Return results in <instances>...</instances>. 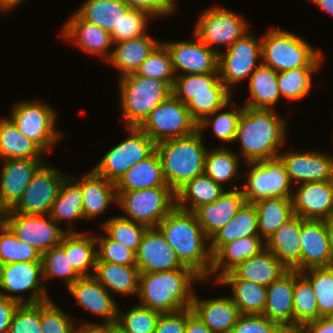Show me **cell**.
Returning a JSON list of instances; mask_svg holds the SVG:
<instances>
[{"mask_svg": "<svg viewBox=\"0 0 333 333\" xmlns=\"http://www.w3.org/2000/svg\"><path fill=\"white\" fill-rule=\"evenodd\" d=\"M180 262L205 282L210 278L212 254L205 246L209 239L194 212L175 207L157 226Z\"/></svg>", "mask_w": 333, "mask_h": 333, "instance_id": "obj_1", "label": "cell"}, {"mask_svg": "<svg viewBox=\"0 0 333 333\" xmlns=\"http://www.w3.org/2000/svg\"><path fill=\"white\" fill-rule=\"evenodd\" d=\"M286 126V120L273 109L244 107L235 136L241 144V158L255 162L278 157L285 143Z\"/></svg>", "mask_w": 333, "mask_h": 333, "instance_id": "obj_2", "label": "cell"}, {"mask_svg": "<svg viewBox=\"0 0 333 333\" xmlns=\"http://www.w3.org/2000/svg\"><path fill=\"white\" fill-rule=\"evenodd\" d=\"M204 281L191 268L155 273H140L138 297L141 306L162 313L177 312L191 307L193 283Z\"/></svg>", "mask_w": 333, "mask_h": 333, "instance_id": "obj_3", "label": "cell"}, {"mask_svg": "<svg viewBox=\"0 0 333 333\" xmlns=\"http://www.w3.org/2000/svg\"><path fill=\"white\" fill-rule=\"evenodd\" d=\"M197 130L192 135L156 144L163 176L169 187L177 192L196 176L204 174L207 148Z\"/></svg>", "mask_w": 333, "mask_h": 333, "instance_id": "obj_4", "label": "cell"}, {"mask_svg": "<svg viewBox=\"0 0 333 333\" xmlns=\"http://www.w3.org/2000/svg\"><path fill=\"white\" fill-rule=\"evenodd\" d=\"M322 53L305 39L282 28H272L261 39V63L277 72L320 68Z\"/></svg>", "mask_w": 333, "mask_h": 333, "instance_id": "obj_5", "label": "cell"}, {"mask_svg": "<svg viewBox=\"0 0 333 333\" xmlns=\"http://www.w3.org/2000/svg\"><path fill=\"white\" fill-rule=\"evenodd\" d=\"M172 94L188 108L199 124L206 116L223 108L232 92L222 83L219 73L176 75Z\"/></svg>", "mask_w": 333, "mask_h": 333, "instance_id": "obj_6", "label": "cell"}, {"mask_svg": "<svg viewBox=\"0 0 333 333\" xmlns=\"http://www.w3.org/2000/svg\"><path fill=\"white\" fill-rule=\"evenodd\" d=\"M119 78L120 109L127 128L139 127L161 102L172 95V88L162 80L136 73Z\"/></svg>", "mask_w": 333, "mask_h": 333, "instance_id": "obj_7", "label": "cell"}, {"mask_svg": "<svg viewBox=\"0 0 333 333\" xmlns=\"http://www.w3.org/2000/svg\"><path fill=\"white\" fill-rule=\"evenodd\" d=\"M124 218L146 227H157L176 207V192L168 185L134 191H117V203ZM127 214V216H126Z\"/></svg>", "mask_w": 333, "mask_h": 333, "instance_id": "obj_8", "label": "cell"}, {"mask_svg": "<svg viewBox=\"0 0 333 333\" xmlns=\"http://www.w3.org/2000/svg\"><path fill=\"white\" fill-rule=\"evenodd\" d=\"M139 128L158 144L192 135L198 130V123L187 106L172 94L149 114Z\"/></svg>", "mask_w": 333, "mask_h": 333, "instance_id": "obj_9", "label": "cell"}, {"mask_svg": "<svg viewBox=\"0 0 333 333\" xmlns=\"http://www.w3.org/2000/svg\"><path fill=\"white\" fill-rule=\"evenodd\" d=\"M250 171L245 185H241L246 202L254 203L264 198H292L291 180L279 157L246 162ZM247 182V183H246Z\"/></svg>", "mask_w": 333, "mask_h": 333, "instance_id": "obj_10", "label": "cell"}, {"mask_svg": "<svg viewBox=\"0 0 333 333\" xmlns=\"http://www.w3.org/2000/svg\"><path fill=\"white\" fill-rule=\"evenodd\" d=\"M10 113V120L19 131L43 152L51 150L62 133L56 131L58 116L54 108L43 102L19 101Z\"/></svg>", "mask_w": 333, "mask_h": 333, "instance_id": "obj_11", "label": "cell"}, {"mask_svg": "<svg viewBox=\"0 0 333 333\" xmlns=\"http://www.w3.org/2000/svg\"><path fill=\"white\" fill-rule=\"evenodd\" d=\"M129 137L111 148L93 170L116 183L133 165L146 159L156 144L139 128L128 127Z\"/></svg>", "mask_w": 333, "mask_h": 333, "instance_id": "obj_12", "label": "cell"}, {"mask_svg": "<svg viewBox=\"0 0 333 333\" xmlns=\"http://www.w3.org/2000/svg\"><path fill=\"white\" fill-rule=\"evenodd\" d=\"M69 176L43 163L34 173L19 201L6 213L49 215L61 184Z\"/></svg>", "mask_w": 333, "mask_h": 333, "instance_id": "obj_13", "label": "cell"}, {"mask_svg": "<svg viewBox=\"0 0 333 333\" xmlns=\"http://www.w3.org/2000/svg\"><path fill=\"white\" fill-rule=\"evenodd\" d=\"M261 39L251 32L237 39L226 51L218 52V73L222 83L230 90L260 65Z\"/></svg>", "mask_w": 333, "mask_h": 333, "instance_id": "obj_14", "label": "cell"}, {"mask_svg": "<svg viewBox=\"0 0 333 333\" xmlns=\"http://www.w3.org/2000/svg\"><path fill=\"white\" fill-rule=\"evenodd\" d=\"M248 27L245 19L235 12L214 6L201 14L194 34L208 47L219 52L216 46L226 45L229 48L249 32Z\"/></svg>", "mask_w": 333, "mask_h": 333, "instance_id": "obj_15", "label": "cell"}, {"mask_svg": "<svg viewBox=\"0 0 333 333\" xmlns=\"http://www.w3.org/2000/svg\"><path fill=\"white\" fill-rule=\"evenodd\" d=\"M4 223L19 240L35 247L42 254L59 245L67 232L76 231L70 223L69 230L61 229L50 215L5 213Z\"/></svg>", "mask_w": 333, "mask_h": 333, "instance_id": "obj_16", "label": "cell"}, {"mask_svg": "<svg viewBox=\"0 0 333 333\" xmlns=\"http://www.w3.org/2000/svg\"><path fill=\"white\" fill-rule=\"evenodd\" d=\"M163 43L171 55L175 75H179L182 71L183 74L195 75L218 73V52L208 47L195 34L192 41H163Z\"/></svg>", "mask_w": 333, "mask_h": 333, "instance_id": "obj_17", "label": "cell"}, {"mask_svg": "<svg viewBox=\"0 0 333 333\" xmlns=\"http://www.w3.org/2000/svg\"><path fill=\"white\" fill-rule=\"evenodd\" d=\"M41 281H43L42 262L0 265V289L7 293L30 291L31 295L25 299V304H37L51 300Z\"/></svg>", "mask_w": 333, "mask_h": 333, "instance_id": "obj_18", "label": "cell"}, {"mask_svg": "<svg viewBox=\"0 0 333 333\" xmlns=\"http://www.w3.org/2000/svg\"><path fill=\"white\" fill-rule=\"evenodd\" d=\"M320 152V153H319ZM278 157L284 163L291 182L297 184L310 181L333 180V156L321 151H286Z\"/></svg>", "mask_w": 333, "mask_h": 333, "instance_id": "obj_19", "label": "cell"}, {"mask_svg": "<svg viewBox=\"0 0 333 333\" xmlns=\"http://www.w3.org/2000/svg\"><path fill=\"white\" fill-rule=\"evenodd\" d=\"M140 273H155L184 267L158 227L147 228L136 252Z\"/></svg>", "mask_w": 333, "mask_h": 333, "instance_id": "obj_20", "label": "cell"}, {"mask_svg": "<svg viewBox=\"0 0 333 333\" xmlns=\"http://www.w3.org/2000/svg\"><path fill=\"white\" fill-rule=\"evenodd\" d=\"M294 215L323 220L333 215V180L300 183L292 195Z\"/></svg>", "mask_w": 333, "mask_h": 333, "instance_id": "obj_21", "label": "cell"}, {"mask_svg": "<svg viewBox=\"0 0 333 333\" xmlns=\"http://www.w3.org/2000/svg\"><path fill=\"white\" fill-rule=\"evenodd\" d=\"M301 272L333 265L327 231L323 220L300 217Z\"/></svg>", "mask_w": 333, "mask_h": 333, "instance_id": "obj_22", "label": "cell"}, {"mask_svg": "<svg viewBox=\"0 0 333 333\" xmlns=\"http://www.w3.org/2000/svg\"><path fill=\"white\" fill-rule=\"evenodd\" d=\"M70 294L76 299V303L84 309L103 317V323L117 321L118 306L114 298L97 279L91 276H83L68 287Z\"/></svg>", "mask_w": 333, "mask_h": 333, "instance_id": "obj_23", "label": "cell"}, {"mask_svg": "<svg viewBox=\"0 0 333 333\" xmlns=\"http://www.w3.org/2000/svg\"><path fill=\"white\" fill-rule=\"evenodd\" d=\"M0 174V204L10 210L21 198L43 159H7Z\"/></svg>", "mask_w": 333, "mask_h": 333, "instance_id": "obj_24", "label": "cell"}, {"mask_svg": "<svg viewBox=\"0 0 333 333\" xmlns=\"http://www.w3.org/2000/svg\"><path fill=\"white\" fill-rule=\"evenodd\" d=\"M215 202L197 208L194 213L205 235L210 239L218 230L223 228L246 202L241 186H232Z\"/></svg>", "mask_w": 333, "mask_h": 333, "instance_id": "obj_25", "label": "cell"}, {"mask_svg": "<svg viewBox=\"0 0 333 333\" xmlns=\"http://www.w3.org/2000/svg\"><path fill=\"white\" fill-rule=\"evenodd\" d=\"M61 32L65 40L75 42L82 51L104 56L106 61L112 54V51H109L114 44L111 34L101 27L83 20L76 12L65 22Z\"/></svg>", "mask_w": 333, "mask_h": 333, "instance_id": "obj_26", "label": "cell"}, {"mask_svg": "<svg viewBox=\"0 0 333 333\" xmlns=\"http://www.w3.org/2000/svg\"><path fill=\"white\" fill-rule=\"evenodd\" d=\"M288 269L267 248L243 261L218 280H246L268 287Z\"/></svg>", "mask_w": 333, "mask_h": 333, "instance_id": "obj_27", "label": "cell"}, {"mask_svg": "<svg viewBox=\"0 0 333 333\" xmlns=\"http://www.w3.org/2000/svg\"><path fill=\"white\" fill-rule=\"evenodd\" d=\"M294 270H287L267 287V300L263 315L293 333Z\"/></svg>", "mask_w": 333, "mask_h": 333, "instance_id": "obj_28", "label": "cell"}, {"mask_svg": "<svg viewBox=\"0 0 333 333\" xmlns=\"http://www.w3.org/2000/svg\"><path fill=\"white\" fill-rule=\"evenodd\" d=\"M191 310L213 333H230L241 315L230 296L199 300L194 293Z\"/></svg>", "mask_w": 333, "mask_h": 333, "instance_id": "obj_29", "label": "cell"}, {"mask_svg": "<svg viewBox=\"0 0 333 333\" xmlns=\"http://www.w3.org/2000/svg\"><path fill=\"white\" fill-rule=\"evenodd\" d=\"M82 188V206L85 219L100 216L109 205L117 203L115 183L98 175L93 169L74 179Z\"/></svg>", "mask_w": 333, "mask_h": 333, "instance_id": "obj_30", "label": "cell"}, {"mask_svg": "<svg viewBox=\"0 0 333 333\" xmlns=\"http://www.w3.org/2000/svg\"><path fill=\"white\" fill-rule=\"evenodd\" d=\"M266 242L259 235L238 238L223 244L213 255L210 276L216 274L215 282L243 261L259 254Z\"/></svg>", "mask_w": 333, "mask_h": 333, "instance_id": "obj_31", "label": "cell"}, {"mask_svg": "<svg viewBox=\"0 0 333 333\" xmlns=\"http://www.w3.org/2000/svg\"><path fill=\"white\" fill-rule=\"evenodd\" d=\"M300 217L294 215L282 224L265 242L288 270L301 272Z\"/></svg>", "mask_w": 333, "mask_h": 333, "instance_id": "obj_32", "label": "cell"}, {"mask_svg": "<svg viewBox=\"0 0 333 333\" xmlns=\"http://www.w3.org/2000/svg\"><path fill=\"white\" fill-rule=\"evenodd\" d=\"M150 35L114 43L112 54L107 62L120 71V77L136 73L141 63L160 43Z\"/></svg>", "mask_w": 333, "mask_h": 333, "instance_id": "obj_33", "label": "cell"}, {"mask_svg": "<svg viewBox=\"0 0 333 333\" xmlns=\"http://www.w3.org/2000/svg\"><path fill=\"white\" fill-rule=\"evenodd\" d=\"M93 276L110 293L138 295L140 271L136 265H120L96 261Z\"/></svg>", "mask_w": 333, "mask_h": 333, "instance_id": "obj_34", "label": "cell"}, {"mask_svg": "<svg viewBox=\"0 0 333 333\" xmlns=\"http://www.w3.org/2000/svg\"><path fill=\"white\" fill-rule=\"evenodd\" d=\"M166 185L161 161L156 150L146 159L133 165L115 183L117 191H134Z\"/></svg>", "mask_w": 333, "mask_h": 333, "instance_id": "obj_35", "label": "cell"}, {"mask_svg": "<svg viewBox=\"0 0 333 333\" xmlns=\"http://www.w3.org/2000/svg\"><path fill=\"white\" fill-rule=\"evenodd\" d=\"M278 72L260 62V65L249 77L250 97L244 107L253 109H273L280 100Z\"/></svg>", "mask_w": 333, "mask_h": 333, "instance_id": "obj_36", "label": "cell"}, {"mask_svg": "<svg viewBox=\"0 0 333 333\" xmlns=\"http://www.w3.org/2000/svg\"><path fill=\"white\" fill-rule=\"evenodd\" d=\"M251 235H259L258 217L254 203L245 202L234 217L209 239L208 246L213 255L223 244Z\"/></svg>", "mask_w": 333, "mask_h": 333, "instance_id": "obj_37", "label": "cell"}, {"mask_svg": "<svg viewBox=\"0 0 333 333\" xmlns=\"http://www.w3.org/2000/svg\"><path fill=\"white\" fill-rule=\"evenodd\" d=\"M130 9L123 0H86L75 11L83 20L108 33H119L121 17Z\"/></svg>", "mask_w": 333, "mask_h": 333, "instance_id": "obj_38", "label": "cell"}, {"mask_svg": "<svg viewBox=\"0 0 333 333\" xmlns=\"http://www.w3.org/2000/svg\"><path fill=\"white\" fill-rule=\"evenodd\" d=\"M60 245L69 253V260L74 270L81 276L94 274L97 260V241L95 236L77 231L67 232ZM91 269L93 274L88 271Z\"/></svg>", "mask_w": 333, "mask_h": 333, "instance_id": "obj_39", "label": "cell"}, {"mask_svg": "<svg viewBox=\"0 0 333 333\" xmlns=\"http://www.w3.org/2000/svg\"><path fill=\"white\" fill-rule=\"evenodd\" d=\"M224 192L222 185L202 174L187 182L176 192V207L194 212L202 205L215 202Z\"/></svg>", "mask_w": 333, "mask_h": 333, "instance_id": "obj_40", "label": "cell"}, {"mask_svg": "<svg viewBox=\"0 0 333 333\" xmlns=\"http://www.w3.org/2000/svg\"><path fill=\"white\" fill-rule=\"evenodd\" d=\"M44 152L24 136L10 118L0 119V158L43 159Z\"/></svg>", "mask_w": 333, "mask_h": 333, "instance_id": "obj_41", "label": "cell"}, {"mask_svg": "<svg viewBox=\"0 0 333 333\" xmlns=\"http://www.w3.org/2000/svg\"><path fill=\"white\" fill-rule=\"evenodd\" d=\"M259 236L266 241L294 216L292 198H264L254 202Z\"/></svg>", "mask_w": 333, "mask_h": 333, "instance_id": "obj_42", "label": "cell"}, {"mask_svg": "<svg viewBox=\"0 0 333 333\" xmlns=\"http://www.w3.org/2000/svg\"><path fill=\"white\" fill-rule=\"evenodd\" d=\"M293 303V333H296L307 322L318 319L317 298L311 283L297 270H294Z\"/></svg>", "mask_w": 333, "mask_h": 333, "instance_id": "obj_43", "label": "cell"}, {"mask_svg": "<svg viewBox=\"0 0 333 333\" xmlns=\"http://www.w3.org/2000/svg\"><path fill=\"white\" fill-rule=\"evenodd\" d=\"M49 215L58 224L63 220L72 222L84 219L82 188L74 180V176L73 179L71 175L64 179Z\"/></svg>", "mask_w": 333, "mask_h": 333, "instance_id": "obj_44", "label": "cell"}, {"mask_svg": "<svg viewBox=\"0 0 333 333\" xmlns=\"http://www.w3.org/2000/svg\"><path fill=\"white\" fill-rule=\"evenodd\" d=\"M216 283L231 287L232 296L230 297L240 314H263L267 300V287L246 280H217Z\"/></svg>", "mask_w": 333, "mask_h": 333, "instance_id": "obj_45", "label": "cell"}, {"mask_svg": "<svg viewBox=\"0 0 333 333\" xmlns=\"http://www.w3.org/2000/svg\"><path fill=\"white\" fill-rule=\"evenodd\" d=\"M240 158L238 154L224 146L217 147L214 150H207L204 174L220 185H224L230 180L233 181L232 179L235 180V178L239 179L238 167Z\"/></svg>", "mask_w": 333, "mask_h": 333, "instance_id": "obj_46", "label": "cell"}, {"mask_svg": "<svg viewBox=\"0 0 333 333\" xmlns=\"http://www.w3.org/2000/svg\"><path fill=\"white\" fill-rule=\"evenodd\" d=\"M42 253L19 240L5 224H0V265L18 262H41Z\"/></svg>", "mask_w": 333, "mask_h": 333, "instance_id": "obj_47", "label": "cell"}, {"mask_svg": "<svg viewBox=\"0 0 333 333\" xmlns=\"http://www.w3.org/2000/svg\"><path fill=\"white\" fill-rule=\"evenodd\" d=\"M310 283L317 298L318 318L333 315V265L300 272Z\"/></svg>", "mask_w": 333, "mask_h": 333, "instance_id": "obj_48", "label": "cell"}, {"mask_svg": "<svg viewBox=\"0 0 333 333\" xmlns=\"http://www.w3.org/2000/svg\"><path fill=\"white\" fill-rule=\"evenodd\" d=\"M101 225L110 239L131 249L135 254L148 228L122 216L111 217Z\"/></svg>", "mask_w": 333, "mask_h": 333, "instance_id": "obj_49", "label": "cell"}, {"mask_svg": "<svg viewBox=\"0 0 333 333\" xmlns=\"http://www.w3.org/2000/svg\"><path fill=\"white\" fill-rule=\"evenodd\" d=\"M136 74L146 78L165 81L171 88L175 82L172 58L166 45L161 41L141 63Z\"/></svg>", "mask_w": 333, "mask_h": 333, "instance_id": "obj_50", "label": "cell"}, {"mask_svg": "<svg viewBox=\"0 0 333 333\" xmlns=\"http://www.w3.org/2000/svg\"><path fill=\"white\" fill-rule=\"evenodd\" d=\"M43 280L52 277L62 278L67 288L81 276L74 270L69 253L59 244L44 252L41 258Z\"/></svg>", "mask_w": 333, "mask_h": 333, "instance_id": "obj_51", "label": "cell"}, {"mask_svg": "<svg viewBox=\"0 0 333 333\" xmlns=\"http://www.w3.org/2000/svg\"><path fill=\"white\" fill-rule=\"evenodd\" d=\"M162 312L136 305L128 312L118 309L117 324L120 333H155Z\"/></svg>", "mask_w": 333, "mask_h": 333, "instance_id": "obj_52", "label": "cell"}, {"mask_svg": "<svg viewBox=\"0 0 333 333\" xmlns=\"http://www.w3.org/2000/svg\"><path fill=\"white\" fill-rule=\"evenodd\" d=\"M230 104L231 100L223 107L216 110L213 114L206 116L199 124L198 130L203 132L204 128L212 125L213 132L220 140L223 142H233L235 141L236 131L238 128V123L244 106L242 108L231 109L227 112H221L227 107H232ZM221 112V113H219ZM212 116V117H211ZM212 123V124H211Z\"/></svg>", "mask_w": 333, "mask_h": 333, "instance_id": "obj_53", "label": "cell"}, {"mask_svg": "<svg viewBox=\"0 0 333 333\" xmlns=\"http://www.w3.org/2000/svg\"><path fill=\"white\" fill-rule=\"evenodd\" d=\"M319 68H295L278 72L280 94L289 100H300L308 95L312 87L313 72Z\"/></svg>", "mask_w": 333, "mask_h": 333, "instance_id": "obj_54", "label": "cell"}, {"mask_svg": "<svg viewBox=\"0 0 333 333\" xmlns=\"http://www.w3.org/2000/svg\"><path fill=\"white\" fill-rule=\"evenodd\" d=\"M73 321L52 300L41 302L42 333H76L77 327Z\"/></svg>", "mask_w": 333, "mask_h": 333, "instance_id": "obj_55", "label": "cell"}, {"mask_svg": "<svg viewBox=\"0 0 333 333\" xmlns=\"http://www.w3.org/2000/svg\"><path fill=\"white\" fill-rule=\"evenodd\" d=\"M152 16L140 9L130 8L119 22V33H111L113 43L146 35V26Z\"/></svg>", "mask_w": 333, "mask_h": 333, "instance_id": "obj_56", "label": "cell"}, {"mask_svg": "<svg viewBox=\"0 0 333 333\" xmlns=\"http://www.w3.org/2000/svg\"><path fill=\"white\" fill-rule=\"evenodd\" d=\"M95 238L98 247L96 261H105L125 266L136 265V255L131 249L113 241L107 235H95Z\"/></svg>", "mask_w": 333, "mask_h": 333, "instance_id": "obj_57", "label": "cell"}, {"mask_svg": "<svg viewBox=\"0 0 333 333\" xmlns=\"http://www.w3.org/2000/svg\"><path fill=\"white\" fill-rule=\"evenodd\" d=\"M8 333H42L41 303L19 304L12 316Z\"/></svg>", "mask_w": 333, "mask_h": 333, "instance_id": "obj_58", "label": "cell"}, {"mask_svg": "<svg viewBox=\"0 0 333 333\" xmlns=\"http://www.w3.org/2000/svg\"><path fill=\"white\" fill-rule=\"evenodd\" d=\"M230 333H289L263 314H241Z\"/></svg>", "mask_w": 333, "mask_h": 333, "instance_id": "obj_59", "label": "cell"}, {"mask_svg": "<svg viewBox=\"0 0 333 333\" xmlns=\"http://www.w3.org/2000/svg\"><path fill=\"white\" fill-rule=\"evenodd\" d=\"M187 308L177 312L161 313L155 333H185Z\"/></svg>", "mask_w": 333, "mask_h": 333, "instance_id": "obj_60", "label": "cell"}, {"mask_svg": "<svg viewBox=\"0 0 333 333\" xmlns=\"http://www.w3.org/2000/svg\"><path fill=\"white\" fill-rule=\"evenodd\" d=\"M19 304H25L22 295L7 294L0 290V333H8L12 316Z\"/></svg>", "mask_w": 333, "mask_h": 333, "instance_id": "obj_61", "label": "cell"}, {"mask_svg": "<svg viewBox=\"0 0 333 333\" xmlns=\"http://www.w3.org/2000/svg\"><path fill=\"white\" fill-rule=\"evenodd\" d=\"M130 8L148 12L152 17L169 16L175 8L173 0H123Z\"/></svg>", "mask_w": 333, "mask_h": 333, "instance_id": "obj_62", "label": "cell"}, {"mask_svg": "<svg viewBox=\"0 0 333 333\" xmlns=\"http://www.w3.org/2000/svg\"><path fill=\"white\" fill-rule=\"evenodd\" d=\"M296 333H333V319L321 317L307 322Z\"/></svg>", "mask_w": 333, "mask_h": 333, "instance_id": "obj_63", "label": "cell"}, {"mask_svg": "<svg viewBox=\"0 0 333 333\" xmlns=\"http://www.w3.org/2000/svg\"><path fill=\"white\" fill-rule=\"evenodd\" d=\"M76 333H120V331L117 321L102 324L83 322L76 329Z\"/></svg>", "mask_w": 333, "mask_h": 333, "instance_id": "obj_64", "label": "cell"}, {"mask_svg": "<svg viewBox=\"0 0 333 333\" xmlns=\"http://www.w3.org/2000/svg\"><path fill=\"white\" fill-rule=\"evenodd\" d=\"M185 333H213L200 319L192 312L191 307L187 308V323Z\"/></svg>", "mask_w": 333, "mask_h": 333, "instance_id": "obj_65", "label": "cell"}, {"mask_svg": "<svg viewBox=\"0 0 333 333\" xmlns=\"http://www.w3.org/2000/svg\"><path fill=\"white\" fill-rule=\"evenodd\" d=\"M323 221H324V226L327 231L328 241H329L331 253L333 256V215H331L330 217H328L326 219H323Z\"/></svg>", "mask_w": 333, "mask_h": 333, "instance_id": "obj_66", "label": "cell"}, {"mask_svg": "<svg viewBox=\"0 0 333 333\" xmlns=\"http://www.w3.org/2000/svg\"><path fill=\"white\" fill-rule=\"evenodd\" d=\"M317 7L333 17V0H311Z\"/></svg>", "mask_w": 333, "mask_h": 333, "instance_id": "obj_67", "label": "cell"}, {"mask_svg": "<svg viewBox=\"0 0 333 333\" xmlns=\"http://www.w3.org/2000/svg\"><path fill=\"white\" fill-rule=\"evenodd\" d=\"M9 10L15 8L18 4L22 3L23 0H0Z\"/></svg>", "mask_w": 333, "mask_h": 333, "instance_id": "obj_68", "label": "cell"}, {"mask_svg": "<svg viewBox=\"0 0 333 333\" xmlns=\"http://www.w3.org/2000/svg\"><path fill=\"white\" fill-rule=\"evenodd\" d=\"M5 213V209L0 204V224L4 223Z\"/></svg>", "mask_w": 333, "mask_h": 333, "instance_id": "obj_69", "label": "cell"}, {"mask_svg": "<svg viewBox=\"0 0 333 333\" xmlns=\"http://www.w3.org/2000/svg\"><path fill=\"white\" fill-rule=\"evenodd\" d=\"M0 12L10 11L1 1H0Z\"/></svg>", "mask_w": 333, "mask_h": 333, "instance_id": "obj_70", "label": "cell"}]
</instances>
